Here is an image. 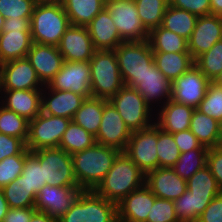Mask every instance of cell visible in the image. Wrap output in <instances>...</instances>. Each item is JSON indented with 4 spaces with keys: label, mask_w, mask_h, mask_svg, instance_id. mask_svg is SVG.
<instances>
[{
    "label": "cell",
    "mask_w": 222,
    "mask_h": 222,
    "mask_svg": "<svg viewBox=\"0 0 222 222\" xmlns=\"http://www.w3.org/2000/svg\"><path fill=\"white\" fill-rule=\"evenodd\" d=\"M120 150L95 143L71 155L75 179L81 190H95L113 166Z\"/></svg>",
    "instance_id": "1"
},
{
    "label": "cell",
    "mask_w": 222,
    "mask_h": 222,
    "mask_svg": "<svg viewBox=\"0 0 222 222\" xmlns=\"http://www.w3.org/2000/svg\"><path fill=\"white\" fill-rule=\"evenodd\" d=\"M144 184L145 174L125 152H121L94 191L103 198L118 204Z\"/></svg>",
    "instance_id": "2"
},
{
    "label": "cell",
    "mask_w": 222,
    "mask_h": 222,
    "mask_svg": "<svg viewBox=\"0 0 222 222\" xmlns=\"http://www.w3.org/2000/svg\"><path fill=\"white\" fill-rule=\"evenodd\" d=\"M71 25L61 3L35 5L30 18L32 41L58 46L61 37Z\"/></svg>",
    "instance_id": "3"
},
{
    "label": "cell",
    "mask_w": 222,
    "mask_h": 222,
    "mask_svg": "<svg viewBox=\"0 0 222 222\" xmlns=\"http://www.w3.org/2000/svg\"><path fill=\"white\" fill-rule=\"evenodd\" d=\"M89 64L91 97L109 100L125 85L115 50H96Z\"/></svg>",
    "instance_id": "4"
},
{
    "label": "cell",
    "mask_w": 222,
    "mask_h": 222,
    "mask_svg": "<svg viewBox=\"0 0 222 222\" xmlns=\"http://www.w3.org/2000/svg\"><path fill=\"white\" fill-rule=\"evenodd\" d=\"M58 222H118L117 204L94 190H82Z\"/></svg>",
    "instance_id": "5"
},
{
    "label": "cell",
    "mask_w": 222,
    "mask_h": 222,
    "mask_svg": "<svg viewBox=\"0 0 222 222\" xmlns=\"http://www.w3.org/2000/svg\"><path fill=\"white\" fill-rule=\"evenodd\" d=\"M115 53L119 71L125 86L135 88L139 79L154 62L153 51L147 40L122 42Z\"/></svg>",
    "instance_id": "6"
},
{
    "label": "cell",
    "mask_w": 222,
    "mask_h": 222,
    "mask_svg": "<svg viewBox=\"0 0 222 222\" xmlns=\"http://www.w3.org/2000/svg\"><path fill=\"white\" fill-rule=\"evenodd\" d=\"M108 101L120 114L131 132L146 129L155 123V111L135 88L124 85Z\"/></svg>",
    "instance_id": "7"
},
{
    "label": "cell",
    "mask_w": 222,
    "mask_h": 222,
    "mask_svg": "<svg viewBox=\"0 0 222 222\" xmlns=\"http://www.w3.org/2000/svg\"><path fill=\"white\" fill-rule=\"evenodd\" d=\"M42 166L43 181L56 187L78 186L71 154L60 148H42L32 152Z\"/></svg>",
    "instance_id": "8"
},
{
    "label": "cell",
    "mask_w": 222,
    "mask_h": 222,
    "mask_svg": "<svg viewBox=\"0 0 222 222\" xmlns=\"http://www.w3.org/2000/svg\"><path fill=\"white\" fill-rule=\"evenodd\" d=\"M72 119L41 112L29 121L26 147L30 152L42 148H58Z\"/></svg>",
    "instance_id": "9"
},
{
    "label": "cell",
    "mask_w": 222,
    "mask_h": 222,
    "mask_svg": "<svg viewBox=\"0 0 222 222\" xmlns=\"http://www.w3.org/2000/svg\"><path fill=\"white\" fill-rule=\"evenodd\" d=\"M105 7L111 14L120 38L124 42L144 41L149 31L139 18L134 0H105Z\"/></svg>",
    "instance_id": "10"
},
{
    "label": "cell",
    "mask_w": 222,
    "mask_h": 222,
    "mask_svg": "<svg viewBox=\"0 0 222 222\" xmlns=\"http://www.w3.org/2000/svg\"><path fill=\"white\" fill-rule=\"evenodd\" d=\"M157 141L158 126L154 123L146 129L133 131L124 151L145 175L158 168Z\"/></svg>",
    "instance_id": "11"
},
{
    "label": "cell",
    "mask_w": 222,
    "mask_h": 222,
    "mask_svg": "<svg viewBox=\"0 0 222 222\" xmlns=\"http://www.w3.org/2000/svg\"><path fill=\"white\" fill-rule=\"evenodd\" d=\"M211 81L194 64L172 84L171 100L194 107L204 99Z\"/></svg>",
    "instance_id": "12"
},
{
    "label": "cell",
    "mask_w": 222,
    "mask_h": 222,
    "mask_svg": "<svg viewBox=\"0 0 222 222\" xmlns=\"http://www.w3.org/2000/svg\"><path fill=\"white\" fill-rule=\"evenodd\" d=\"M43 88L44 85L26 57L0 64V90H42Z\"/></svg>",
    "instance_id": "13"
},
{
    "label": "cell",
    "mask_w": 222,
    "mask_h": 222,
    "mask_svg": "<svg viewBox=\"0 0 222 222\" xmlns=\"http://www.w3.org/2000/svg\"><path fill=\"white\" fill-rule=\"evenodd\" d=\"M47 85L52 90L71 91L85 98L91 97L89 62L64 61L61 70Z\"/></svg>",
    "instance_id": "14"
},
{
    "label": "cell",
    "mask_w": 222,
    "mask_h": 222,
    "mask_svg": "<svg viewBox=\"0 0 222 222\" xmlns=\"http://www.w3.org/2000/svg\"><path fill=\"white\" fill-rule=\"evenodd\" d=\"M131 133L120 114L108 101L103 108L102 121L98 133L95 136L96 143L124 152Z\"/></svg>",
    "instance_id": "15"
},
{
    "label": "cell",
    "mask_w": 222,
    "mask_h": 222,
    "mask_svg": "<svg viewBox=\"0 0 222 222\" xmlns=\"http://www.w3.org/2000/svg\"><path fill=\"white\" fill-rule=\"evenodd\" d=\"M81 191L79 186L56 187L45 184L36 195L34 208L59 219L69 210Z\"/></svg>",
    "instance_id": "16"
},
{
    "label": "cell",
    "mask_w": 222,
    "mask_h": 222,
    "mask_svg": "<svg viewBox=\"0 0 222 222\" xmlns=\"http://www.w3.org/2000/svg\"><path fill=\"white\" fill-rule=\"evenodd\" d=\"M135 89L144 97L153 111L171 99L172 84L153 62L145 74L139 79Z\"/></svg>",
    "instance_id": "17"
},
{
    "label": "cell",
    "mask_w": 222,
    "mask_h": 222,
    "mask_svg": "<svg viewBox=\"0 0 222 222\" xmlns=\"http://www.w3.org/2000/svg\"><path fill=\"white\" fill-rule=\"evenodd\" d=\"M222 40V16L214 14L197 18L195 28L187 40L188 52L195 60L208 51L216 42Z\"/></svg>",
    "instance_id": "18"
},
{
    "label": "cell",
    "mask_w": 222,
    "mask_h": 222,
    "mask_svg": "<svg viewBox=\"0 0 222 222\" xmlns=\"http://www.w3.org/2000/svg\"><path fill=\"white\" fill-rule=\"evenodd\" d=\"M57 47L64 61L71 62H89L96 51L85 26L70 25Z\"/></svg>",
    "instance_id": "19"
},
{
    "label": "cell",
    "mask_w": 222,
    "mask_h": 222,
    "mask_svg": "<svg viewBox=\"0 0 222 222\" xmlns=\"http://www.w3.org/2000/svg\"><path fill=\"white\" fill-rule=\"evenodd\" d=\"M26 58L35 69L41 83L47 85L61 70L64 58L57 46L34 43Z\"/></svg>",
    "instance_id": "20"
},
{
    "label": "cell",
    "mask_w": 222,
    "mask_h": 222,
    "mask_svg": "<svg viewBox=\"0 0 222 222\" xmlns=\"http://www.w3.org/2000/svg\"><path fill=\"white\" fill-rule=\"evenodd\" d=\"M145 185L157 197L167 200L178 199L187 190V180L172 168H156L145 175Z\"/></svg>",
    "instance_id": "21"
},
{
    "label": "cell",
    "mask_w": 222,
    "mask_h": 222,
    "mask_svg": "<svg viewBox=\"0 0 222 222\" xmlns=\"http://www.w3.org/2000/svg\"><path fill=\"white\" fill-rule=\"evenodd\" d=\"M85 99L71 91L52 90L45 85L41 95V112L72 119Z\"/></svg>",
    "instance_id": "22"
},
{
    "label": "cell",
    "mask_w": 222,
    "mask_h": 222,
    "mask_svg": "<svg viewBox=\"0 0 222 222\" xmlns=\"http://www.w3.org/2000/svg\"><path fill=\"white\" fill-rule=\"evenodd\" d=\"M156 196L144 184L117 204L118 222H146Z\"/></svg>",
    "instance_id": "23"
},
{
    "label": "cell",
    "mask_w": 222,
    "mask_h": 222,
    "mask_svg": "<svg viewBox=\"0 0 222 222\" xmlns=\"http://www.w3.org/2000/svg\"><path fill=\"white\" fill-rule=\"evenodd\" d=\"M42 90H0V104L28 121L41 113Z\"/></svg>",
    "instance_id": "24"
},
{
    "label": "cell",
    "mask_w": 222,
    "mask_h": 222,
    "mask_svg": "<svg viewBox=\"0 0 222 222\" xmlns=\"http://www.w3.org/2000/svg\"><path fill=\"white\" fill-rule=\"evenodd\" d=\"M194 110L170 99L155 112V124L169 134L188 130Z\"/></svg>",
    "instance_id": "25"
},
{
    "label": "cell",
    "mask_w": 222,
    "mask_h": 222,
    "mask_svg": "<svg viewBox=\"0 0 222 222\" xmlns=\"http://www.w3.org/2000/svg\"><path fill=\"white\" fill-rule=\"evenodd\" d=\"M86 27L96 50H115L124 42L106 7Z\"/></svg>",
    "instance_id": "26"
},
{
    "label": "cell",
    "mask_w": 222,
    "mask_h": 222,
    "mask_svg": "<svg viewBox=\"0 0 222 222\" xmlns=\"http://www.w3.org/2000/svg\"><path fill=\"white\" fill-rule=\"evenodd\" d=\"M32 44L31 31L3 29L0 33V64L25 58Z\"/></svg>",
    "instance_id": "27"
},
{
    "label": "cell",
    "mask_w": 222,
    "mask_h": 222,
    "mask_svg": "<svg viewBox=\"0 0 222 222\" xmlns=\"http://www.w3.org/2000/svg\"><path fill=\"white\" fill-rule=\"evenodd\" d=\"M105 0H62L71 25L87 26L105 7Z\"/></svg>",
    "instance_id": "28"
},
{
    "label": "cell",
    "mask_w": 222,
    "mask_h": 222,
    "mask_svg": "<svg viewBox=\"0 0 222 222\" xmlns=\"http://www.w3.org/2000/svg\"><path fill=\"white\" fill-rule=\"evenodd\" d=\"M153 56L157 68L171 83L194 65L189 52H153Z\"/></svg>",
    "instance_id": "29"
},
{
    "label": "cell",
    "mask_w": 222,
    "mask_h": 222,
    "mask_svg": "<svg viewBox=\"0 0 222 222\" xmlns=\"http://www.w3.org/2000/svg\"><path fill=\"white\" fill-rule=\"evenodd\" d=\"M189 129L203 146L212 148L221 145L219 122L197 109L192 114Z\"/></svg>",
    "instance_id": "30"
},
{
    "label": "cell",
    "mask_w": 222,
    "mask_h": 222,
    "mask_svg": "<svg viewBox=\"0 0 222 222\" xmlns=\"http://www.w3.org/2000/svg\"><path fill=\"white\" fill-rule=\"evenodd\" d=\"M107 102L106 99L96 97L86 98L74 114L72 121L96 136L102 121L103 108Z\"/></svg>",
    "instance_id": "31"
},
{
    "label": "cell",
    "mask_w": 222,
    "mask_h": 222,
    "mask_svg": "<svg viewBox=\"0 0 222 222\" xmlns=\"http://www.w3.org/2000/svg\"><path fill=\"white\" fill-rule=\"evenodd\" d=\"M148 41L153 52H188L187 39L161 25L149 32Z\"/></svg>",
    "instance_id": "32"
},
{
    "label": "cell",
    "mask_w": 222,
    "mask_h": 222,
    "mask_svg": "<svg viewBox=\"0 0 222 222\" xmlns=\"http://www.w3.org/2000/svg\"><path fill=\"white\" fill-rule=\"evenodd\" d=\"M197 18L186 10L168 5L161 26L188 40L195 28Z\"/></svg>",
    "instance_id": "33"
},
{
    "label": "cell",
    "mask_w": 222,
    "mask_h": 222,
    "mask_svg": "<svg viewBox=\"0 0 222 222\" xmlns=\"http://www.w3.org/2000/svg\"><path fill=\"white\" fill-rule=\"evenodd\" d=\"M213 198L194 197L187 189L178 199L174 200V209L179 222H197Z\"/></svg>",
    "instance_id": "34"
},
{
    "label": "cell",
    "mask_w": 222,
    "mask_h": 222,
    "mask_svg": "<svg viewBox=\"0 0 222 222\" xmlns=\"http://www.w3.org/2000/svg\"><path fill=\"white\" fill-rule=\"evenodd\" d=\"M187 189L199 198H214L222 192L207 165L187 180Z\"/></svg>",
    "instance_id": "35"
},
{
    "label": "cell",
    "mask_w": 222,
    "mask_h": 222,
    "mask_svg": "<svg viewBox=\"0 0 222 222\" xmlns=\"http://www.w3.org/2000/svg\"><path fill=\"white\" fill-rule=\"evenodd\" d=\"M95 143V136L71 121L63 134L58 148L72 155L75 152L92 147Z\"/></svg>",
    "instance_id": "36"
},
{
    "label": "cell",
    "mask_w": 222,
    "mask_h": 222,
    "mask_svg": "<svg viewBox=\"0 0 222 222\" xmlns=\"http://www.w3.org/2000/svg\"><path fill=\"white\" fill-rule=\"evenodd\" d=\"M144 27L150 32L162 24L168 0H134Z\"/></svg>",
    "instance_id": "37"
},
{
    "label": "cell",
    "mask_w": 222,
    "mask_h": 222,
    "mask_svg": "<svg viewBox=\"0 0 222 222\" xmlns=\"http://www.w3.org/2000/svg\"><path fill=\"white\" fill-rule=\"evenodd\" d=\"M2 190L9 208H27L35 206L37 194L33 190H29L22 183L21 175L15 181L3 187Z\"/></svg>",
    "instance_id": "38"
},
{
    "label": "cell",
    "mask_w": 222,
    "mask_h": 222,
    "mask_svg": "<svg viewBox=\"0 0 222 222\" xmlns=\"http://www.w3.org/2000/svg\"><path fill=\"white\" fill-rule=\"evenodd\" d=\"M209 149H194L180 154L173 171L181 178L188 180L194 173L207 164V153Z\"/></svg>",
    "instance_id": "39"
},
{
    "label": "cell",
    "mask_w": 222,
    "mask_h": 222,
    "mask_svg": "<svg viewBox=\"0 0 222 222\" xmlns=\"http://www.w3.org/2000/svg\"><path fill=\"white\" fill-rule=\"evenodd\" d=\"M29 121L0 104V133L22 139L28 138Z\"/></svg>",
    "instance_id": "40"
},
{
    "label": "cell",
    "mask_w": 222,
    "mask_h": 222,
    "mask_svg": "<svg viewBox=\"0 0 222 222\" xmlns=\"http://www.w3.org/2000/svg\"><path fill=\"white\" fill-rule=\"evenodd\" d=\"M194 64L212 82L222 72V40L198 56Z\"/></svg>",
    "instance_id": "41"
},
{
    "label": "cell",
    "mask_w": 222,
    "mask_h": 222,
    "mask_svg": "<svg viewBox=\"0 0 222 222\" xmlns=\"http://www.w3.org/2000/svg\"><path fill=\"white\" fill-rule=\"evenodd\" d=\"M156 147L158 168H172L181 154L174 141L173 134L164 132L158 127V141Z\"/></svg>",
    "instance_id": "42"
},
{
    "label": "cell",
    "mask_w": 222,
    "mask_h": 222,
    "mask_svg": "<svg viewBox=\"0 0 222 222\" xmlns=\"http://www.w3.org/2000/svg\"><path fill=\"white\" fill-rule=\"evenodd\" d=\"M21 176L22 183L36 194L46 184V181H43L42 166L38 158L32 152H29L25 156V163Z\"/></svg>",
    "instance_id": "43"
},
{
    "label": "cell",
    "mask_w": 222,
    "mask_h": 222,
    "mask_svg": "<svg viewBox=\"0 0 222 222\" xmlns=\"http://www.w3.org/2000/svg\"><path fill=\"white\" fill-rule=\"evenodd\" d=\"M196 109L220 123L222 120V88L211 82L204 99Z\"/></svg>",
    "instance_id": "44"
},
{
    "label": "cell",
    "mask_w": 222,
    "mask_h": 222,
    "mask_svg": "<svg viewBox=\"0 0 222 222\" xmlns=\"http://www.w3.org/2000/svg\"><path fill=\"white\" fill-rule=\"evenodd\" d=\"M27 154H18L4 158L0 162V188L15 181L21 174Z\"/></svg>",
    "instance_id": "45"
},
{
    "label": "cell",
    "mask_w": 222,
    "mask_h": 222,
    "mask_svg": "<svg viewBox=\"0 0 222 222\" xmlns=\"http://www.w3.org/2000/svg\"><path fill=\"white\" fill-rule=\"evenodd\" d=\"M35 5L33 0H0V13L5 19L31 18Z\"/></svg>",
    "instance_id": "46"
},
{
    "label": "cell",
    "mask_w": 222,
    "mask_h": 222,
    "mask_svg": "<svg viewBox=\"0 0 222 222\" xmlns=\"http://www.w3.org/2000/svg\"><path fill=\"white\" fill-rule=\"evenodd\" d=\"M146 222H179L172 200L155 198Z\"/></svg>",
    "instance_id": "47"
},
{
    "label": "cell",
    "mask_w": 222,
    "mask_h": 222,
    "mask_svg": "<svg viewBox=\"0 0 222 222\" xmlns=\"http://www.w3.org/2000/svg\"><path fill=\"white\" fill-rule=\"evenodd\" d=\"M29 152L22 139L0 133V162L9 156L28 154Z\"/></svg>",
    "instance_id": "48"
},
{
    "label": "cell",
    "mask_w": 222,
    "mask_h": 222,
    "mask_svg": "<svg viewBox=\"0 0 222 222\" xmlns=\"http://www.w3.org/2000/svg\"><path fill=\"white\" fill-rule=\"evenodd\" d=\"M168 5L186 10L197 17L211 14L210 0H168Z\"/></svg>",
    "instance_id": "49"
},
{
    "label": "cell",
    "mask_w": 222,
    "mask_h": 222,
    "mask_svg": "<svg viewBox=\"0 0 222 222\" xmlns=\"http://www.w3.org/2000/svg\"><path fill=\"white\" fill-rule=\"evenodd\" d=\"M222 191V145L209 148L206 164Z\"/></svg>",
    "instance_id": "50"
},
{
    "label": "cell",
    "mask_w": 222,
    "mask_h": 222,
    "mask_svg": "<svg viewBox=\"0 0 222 222\" xmlns=\"http://www.w3.org/2000/svg\"><path fill=\"white\" fill-rule=\"evenodd\" d=\"M173 138L180 153L194 149H209L198 141L197 137L190 131V129L173 133Z\"/></svg>",
    "instance_id": "51"
},
{
    "label": "cell",
    "mask_w": 222,
    "mask_h": 222,
    "mask_svg": "<svg viewBox=\"0 0 222 222\" xmlns=\"http://www.w3.org/2000/svg\"><path fill=\"white\" fill-rule=\"evenodd\" d=\"M197 222H222V192L213 198Z\"/></svg>",
    "instance_id": "52"
},
{
    "label": "cell",
    "mask_w": 222,
    "mask_h": 222,
    "mask_svg": "<svg viewBox=\"0 0 222 222\" xmlns=\"http://www.w3.org/2000/svg\"><path fill=\"white\" fill-rule=\"evenodd\" d=\"M34 207L27 208H9L2 222H30Z\"/></svg>",
    "instance_id": "53"
},
{
    "label": "cell",
    "mask_w": 222,
    "mask_h": 222,
    "mask_svg": "<svg viewBox=\"0 0 222 222\" xmlns=\"http://www.w3.org/2000/svg\"><path fill=\"white\" fill-rule=\"evenodd\" d=\"M3 29H21V31H30V18L14 19L13 17L5 19Z\"/></svg>",
    "instance_id": "54"
},
{
    "label": "cell",
    "mask_w": 222,
    "mask_h": 222,
    "mask_svg": "<svg viewBox=\"0 0 222 222\" xmlns=\"http://www.w3.org/2000/svg\"><path fill=\"white\" fill-rule=\"evenodd\" d=\"M30 222H58V219L53 218L45 212L36 210L33 213Z\"/></svg>",
    "instance_id": "55"
},
{
    "label": "cell",
    "mask_w": 222,
    "mask_h": 222,
    "mask_svg": "<svg viewBox=\"0 0 222 222\" xmlns=\"http://www.w3.org/2000/svg\"><path fill=\"white\" fill-rule=\"evenodd\" d=\"M9 209L8 203L4 198V193L2 188H0V222L3 221L5 215L7 214Z\"/></svg>",
    "instance_id": "56"
},
{
    "label": "cell",
    "mask_w": 222,
    "mask_h": 222,
    "mask_svg": "<svg viewBox=\"0 0 222 222\" xmlns=\"http://www.w3.org/2000/svg\"><path fill=\"white\" fill-rule=\"evenodd\" d=\"M211 14L222 16V0H210Z\"/></svg>",
    "instance_id": "57"
},
{
    "label": "cell",
    "mask_w": 222,
    "mask_h": 222,
    "mask_svg": "<svg viewBox=\"0 0 222 222\" xmlns=\"http://www.w3.org/2000/svg\"><path fill=\"white\" fill-rule=\"evenodd\" d=\"M62 0H33V2L38 4H55V3H61Z\"/></svg>",
    "instance_id": "58"
},
{
    "label": "cell",
    "mask_w": 222,
    "mask_h": 222,
    "mask_svg": "<svg viewBox=\"0 0 222 222\" xmlns=\"http://www.w3.org/2000/svg\"><path fill=\"white\" fill-rule=\"evenodd\" d=\"M212 83H214L218 87L222 88V72H220V74L214 78Z\"/></svg>",
    "instance_id": "59"
},
{
    "label": "cell",
    "mask_w": 222,
    "mask_h": 222,
    "mask_svg": "<svg viewBox=\"0 0 222 222\" xmlns=\"http://www.w3.org/2000/svg\"><path fill=\"white\" fill-rule=\"evenodd\" d=\"M4 23H5V18L0 13V33L3 31Z\"/></svg>",
    "instance_id": "60"
},
{
    "label": "cell",
    "mask_w": 222,
    "mask_h": 222,
    "mask_svg": "<svg viewBox=\"0 0 222 222\" xmlns=\"http://www.w3.org/2000/svg\"><path fill=\"white\" fill-rule=\"evenodd\" d=\"M219 126H220L221 145H222V120L220 121Z\"/></svg>",
    "instance_id": "61"
}]
</instances>
